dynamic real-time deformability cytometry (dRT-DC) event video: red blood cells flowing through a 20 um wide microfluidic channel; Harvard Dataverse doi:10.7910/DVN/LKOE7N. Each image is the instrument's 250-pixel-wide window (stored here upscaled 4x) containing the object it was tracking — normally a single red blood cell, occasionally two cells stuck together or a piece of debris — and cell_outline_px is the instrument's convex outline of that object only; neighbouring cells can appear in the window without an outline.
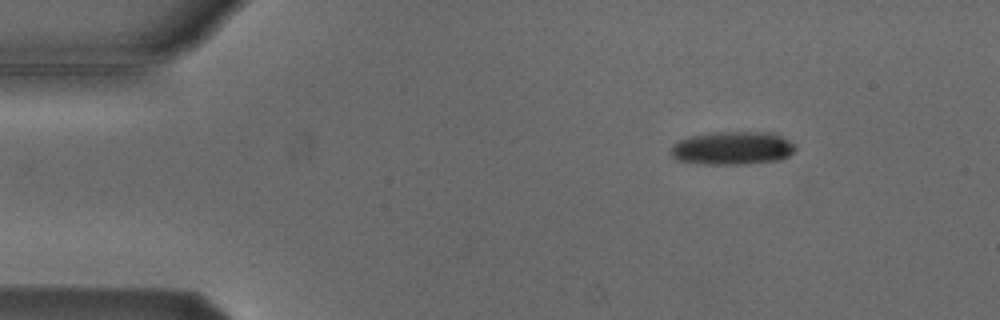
{"species": "Egyptian fruit bat (a non-hibernating species)", "species_latin": "Rousettus aegyptiacus", "temperature_condition": "cold", "stored_images_in_passage": 6, "camera_frame_rate_fps": 3000, "um_per_image_px": 0.085, "animal": {"sex": "male"}, "frame": {"image": 1, "passage_image": 3, "time_ms": 2.333, "image_size_px": [1000, 320], "cell_outline_px": [[796, 148], [788, 156], [780, 160], [744, 164], [708, 164], [676, 160], [668, 152], [672, 144], [680, 140], [692, 136], [716, 132], [772, 132], [796, 144]], "centroid_in_image_um": [62.25, 12.59], "position_along_channel_um": 22.7, "area_um2": 24.16}}
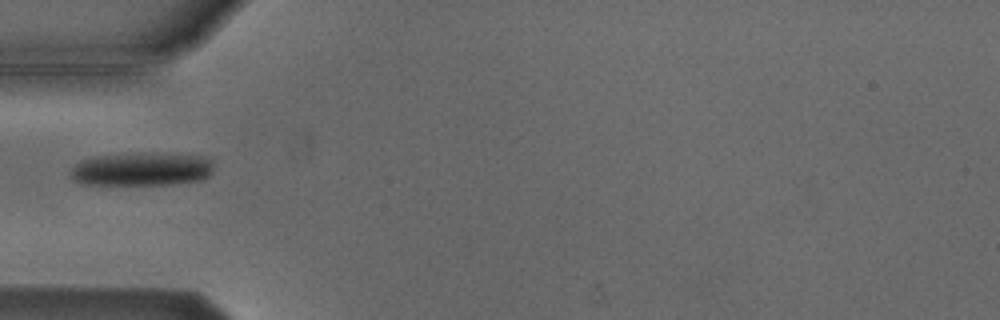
{"frame": {"image": 2, "passage_image": 5, "time_ms": 5.667, "image_size_px": [1000, 320], "cell_outline_px": [[212, 172], [208, 176], [200, 180], [172, 184], [80, 184], [72, 180], [68, 176], [68, 172], [80, 160], [92, 156], [144, 152], [204, 156], [212, 160]], "centroid_in_image_um": [11.98, 14.36], "position_along_channel_um": 73.0, "area_um2": 28.26}}